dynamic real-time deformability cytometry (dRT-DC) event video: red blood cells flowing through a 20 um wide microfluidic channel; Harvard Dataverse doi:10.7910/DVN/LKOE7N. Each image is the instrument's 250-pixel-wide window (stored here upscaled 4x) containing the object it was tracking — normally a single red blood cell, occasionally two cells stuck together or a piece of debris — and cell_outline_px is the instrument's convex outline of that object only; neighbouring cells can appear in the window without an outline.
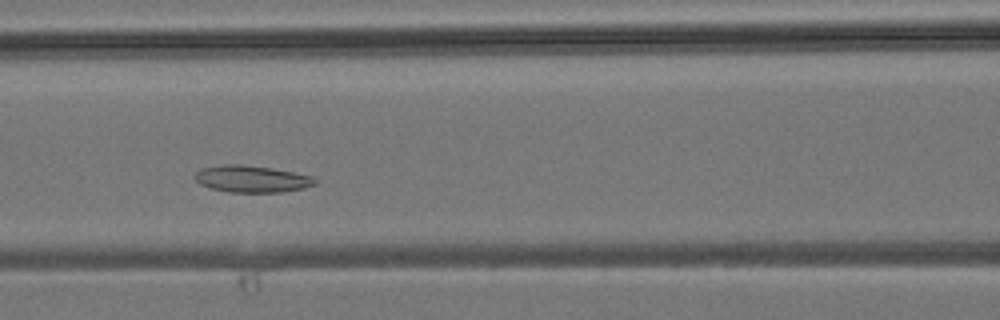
{"species": "common noctule bat (a hibernating species)", "species_latin": "Nyctalus noctula", "temperature_condition": "room temperature", "stored_images_in_passage": 41, "camera_frame_rate_fps": 3000, "um_per_image_px": 0.085, "animal": {"sex": "male", "body_mass_g": 19.2, "forearm_length_mm": 51.8}, "frame": {"image": 1, "passage_image": 14, "time_ms": 4.333, "image_size_px": [1000, 320], "cell_outline_px": [[316, 184], [304, 188], [280, 192], [228, 192], [212, 188], [200, 184], [196, 180], [196, 172], [204, 168], [220, 164], [240, 164], [272, 168], [312, 176], [316, 180]], "centroid_in_image_um": [21.41, 15.21], "position_along_channel_um": 145.2, "area_um2": 18.61}}
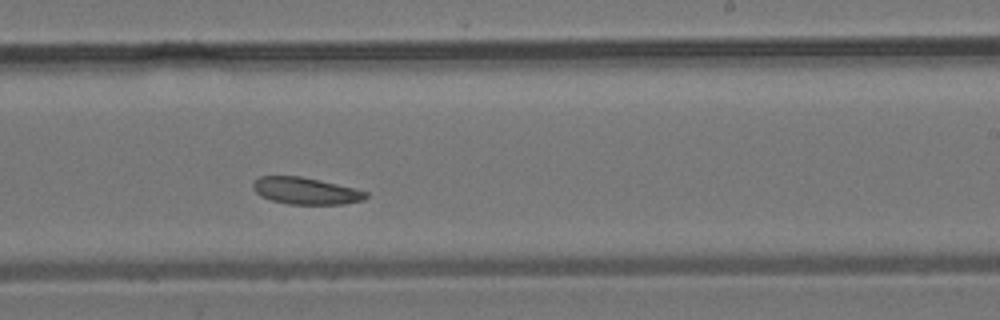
{"frame": {"image": 2, "passage_image": 22, "time_ms": 7.0, "image_size_px": [1000, 320], "cell_outline_px": [[368, 196], [364, 200], [344, 204], [288, 204], [272, 200], [260, 196], [252, 188], [252, 184], [260, 176], [300, 176], [320, 180], [368, 192]], "centroid_in_image_um": [25.97, 16.23], "position_along_channel_um": 263.0, "area_um2": 17.57}}
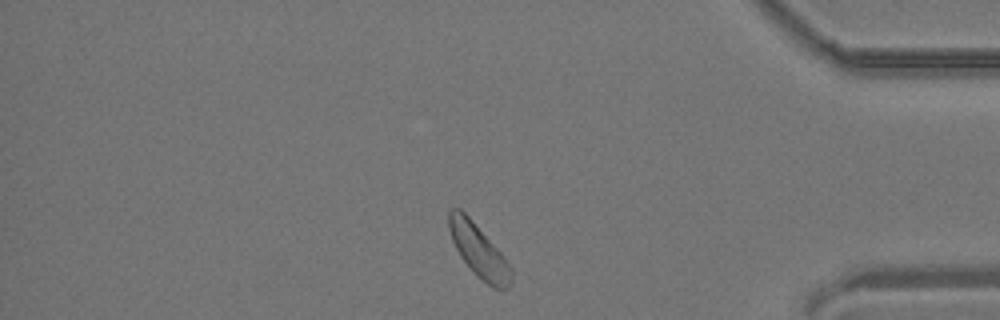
{"frame": {"image": 3, "passage_image": 33, "time_ms": 10.667, "image_size_px": [1000, 320], "cell_outline_px": [[512, 280], [508, 288], [492, 288], [476, 276], [460, 256], [452, 240], [448, 228], [448, 208], [460, 208], [472, 220], [500, 252], [512, 268]], "centroid_in_image_um": [40.67, 21.31], "position_along_channel_um": 394.5, "area_um2": 19.07}}